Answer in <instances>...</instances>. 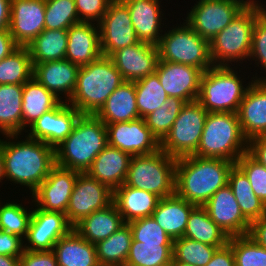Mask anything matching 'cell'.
<instances>
[{"label":"cell","mask_w":266,"mask_h":266,"mask_svg":"<svg viewBox=\"0 0 266 266\" xmlns=\"http://www.w3.org/2000/svg\"><path fill=\"white\" fill-rule=\"evenodd\" d=\"M23 135H2L6 138L1 139L5 181L8 180L13 185L26 186L31 195L56 165L55 148ZM20 136L25 138L22 139Z\"/></svg>","instance_id":"obj_1"},{"label":"cell","mask_w":266,"mask_h":266,"mask_svg":"<svg viewBox=\"0 0 266 266\" xmlns=\"http://www.w3.org/2000/svg\"><path fill=\"white\" fill-rule=\"evenodd\" d=\"M234 162L188 155L177 158L175 193L196 206L204 204L228 184Z\"/></svg>","instance_id":"obj_2"},{"label":"cell","mask_w":266,"mask_h":266,"mask_svg":"<svg viewBox=\"0 0 266 266\" xmlns=\"http://www.w3.org/2000/svg\"><path fill=\"white\" fill-rule=\"evenodd\" d=\"M124 82L109 57L79 67L76 86L67 102L82 115H95L107 98Z\"/></svg>","instance_id":"obj_3"},{"label":"cell","mask_w":266,"mask_h":266,"mask_svg":"<svg viewBox=\"0 0 266 266\" xmlns=\"http://www.w3.org/2000/svg\"><path fill=\"white\" fill-rule=\"evenodd\" d=\"M106 125L95 115H81L72 133L55 148L56 165L87 172L107 146Z\"/></svg>","instance_id":"obj_4"},{"label":"cell","mask_w":266,"mask_h":266,"mask_svg":"<svg viewBox=\"0 0 266 266\" xmlns=\"http://www.w3.org/2000/svg\"><path fill=\"white\" fill-rule=\"evenodd\" d=\"M248 150L237 113L208 112L197 151L199 157L221 158L236 163Z\"/></svg>","instance_id":"obj_5"},{"label":"cell","mask_w":266,"mask_h":266,"mask_svg":"<svg viewBox=\"0 0 266 266\" xmlns=\"http://www.w3.org/2000/svg\"><path fill=\"white\" fill-rule=\"evenodd\" d=\"M240 69L238 66H212L202 73L197 101L207 112L237 113L248 87L254 81L251 77L243 85L246 80L240 77Z\"/></svg>","instance_id":"obj_6"},{"label":"cell","mask_w":266,"mask_h":266,"mask_svg":"<svg viewBox=\"0 0 266 266\" xmlns=\"http://www.w3.org/2000/svg\"><path fill=\"white\" fill-rule=\"evenodd\" d=\"M259 18L257 6L251 1L227 27L210 41L213 66H235L236 63L240 66L239 63L242 65L244 62L247 64L253 28Z\"/></svg>","instance_id":"obj_7"},{"label":"cell","mask_w":266,"mask_h":266,"mask_svg":"<svg viewBox=\"0 0 266 266\" xmlns=\"http://www.w3.org/2000/svg\"><path fill=\"white\" fill-rule=\"evenodd\" d=\"M176 161L177 158L162 150L150 155L132 156L124 184L160 198L174 195Z\"/></svg>","instance_id":"obj_8"},{"label":"cell","mask_w":266,"mask_h":266,"mask_svg":"<svg viewBox=\"0 0 266 266\" xmlns=\"http://www.w3.org/2000/svg\"><path fill=\"white\" fill-rule=\"evenodd\" d=\"M172 26L165 27L170 29L164 31L157 45L159 60L191 65L202 72L210 69L213 66L210 42L184 21Z\"/></svg>","instance_id":"obj_9"},{"label":"cell","mask_w":266,"mask_h":266,"mask_svg":"<svg viewBox=\"0 0 266 266\" xmlns=\"http://www.w3.org/2000/svg\"><path fill=\"white\" fill-rule=\"evenodd\" d=\"M207 114L197 100L186 102L160 142V150L174 158L193 155L200 144Z\"/></svg>","instance_id":"obj_10"},{"label":"cell","mask_w":266,"mask_h":266,"mask_svg":"<svg viewBox=\"0 0 266 266\" xmlns=\"http://www.w3.org/2000/svg\"><path fill=\"white\" fill-rule=\"evenodd\" d=\"M252 0H196L184 20L203 39L211 41Z\"/></svg>","instance_id":"obj_11"},{"label":"cell","mask_w":266,"mask_h":266,"mask_svg":"<svg viewBox=\"0 0 266 266\" xmlns=\"http://www.w3.org/2000/svg\"><path fill=\"white\" fill-rule=\"evenodd\" d=\"M113 202V191L87 172H79L69 199L66 216L74 227L86 216Z\"/></svg>","instance_id":"obj_12"},{"label":"cell","mask_w":266,"mask_h":266,"mask_svg":"<svg viewBox=\"0 0 266 266\" xmlns=\"http://www.w3.org/2000/svg\"><path fill=\"white\" fill-rule=\"evenodd\" d=\"M102 54L113 52L139 42L127 5L122 0H112L98 23Z\"/></svg>","instance_id":"obj_13"},{"label":"cell","mask_w":266,"mask_h":266,"mask_svg":"<svg viewBox=\"0 0 266 266\" xmlns=\"http://www.w3.org/2000/svg\"><path fill=\"white\" fill-rule=\"evenodd\" d=\"M24 240V250L51 251L56 242L67 235L73 226L66 214L44 211L34 206Z\"/></svg>","instance_id":"obj_14"},{"label":"cell","mask_w":266,"mask_h":266,"mask_svg":"<svg viewBox=\"0 0 266 266\" xmlns=\"http://www.w3.org/2000/svg\"><path fill=\"white\" fill-rule=\"evenodd\" d=\"M107 144L131 156L150 155L160 150V142L144 118L106 125Z\"/></svg>","instance_id":"obj_15"},{"label":"cell","mask_w":266,"mask_h":266,"mask_svg":"<svg viewBox=\"0 0 266 266\" xmlns=\"http://www.w3.org/2000/svg\"><path fill=\"white\" fill-rule=\"evenodd\" d=\"M79 171L55 165L46 179L31 193V206L44 211L62 212L66 214L69 199L78 177Z\"/></svg>","instance_id":"obj_16"},{"label":"cell","mask_w":266,"mask_h":266,"mask_svg":"<svg viewBox=\"0 0 266 266\" xmlns=\"http://www.w3.org/2000/svg\"><path fill=\"white\" fill-rule=\"evenodd\" d=\"M82 114L65 101H61L54 109L44 113L26 129L27 137L42 141L56 148L65 140Z\"/></svg>","instance_id":"obj_17"},{"label":"cell","mask_w":266,"mask_h":266,"mask_svg":"<svg viewBox=\"0 0 266 266\" xmlns=\"http://www.w3.org/2000/svg\"><path fill=\"white\" fill-rule=\"evenodd\" d=\"M203 207L228 237L248 235L251 222L242 214L228 184L216 191Z\"/></svg>","instance_id":"obj_18"},{"label":"cell","mask_w":266,"mask_h":266,"mask_svg":"<svg viewBox=\"0 0 266 266\" xmlns=\"http://www.w3.org/2000/svg\"><path fill=\"white\" fill-rule=\"evenodd\" d=\"M45 0H11L9 32L26 47L45 29Z\"/></svg>","instance_id":"obj_19"},{"label":"cell","mask_w":266,"mask_h":266,"mask_svg":"<svg viewBox=\"0 0 266 266\" xmlns=\"http://www.w3.org/2000/svg\"><path fill=\"white\" fill-rule=\"evenodd\" d=\"M155 73L169 97L181 98L185 102L197 100L203 73L199 68L159 60Z\"/></svg>","instance_id":"obj_20"},{"label":"cell","mask_w":266,"mask_h":266,"mask_svg":"<svg viewBox=\"0 0 266 266\" xmlns=\"http://www.w3.org/2000/svg\"><path fill=\"white\" fill-rule=\"evenodd\" d=\"M109 58L124 81L134 82L155 73L159 61V50L156 45L139 41L113 52Z\"/></svg>","instance_id":"obj_21"},{"label":"cell","mask_w":266,"mask_h":266,"mask_svg":"<svg viewBox=\"0 0 266 266\" xmlns=\"http://www.w3.org/2000/svg\"><path fill=\"white\" fill-rule=\"evenodd\" d=\"M128 7L131 22L139 41L158 45L165 30L160 0H122ZM161 5V6H160ZM164 19V20H163ZM163 22V23H162ZM163 28V29H162Z\"/></svg>","instance_id":"obj_22"},{"label":"cell","mask_w":266,"mask_h":266,"mask_svg":"<svg viewBox=\"0 0 266 266\" xmlns=\"http://www.w3.org/2000/svg\"><path fill=\"white\" fill-rule=\"evenodd\" d=\"M237 115L248 141L266 135V80H254L250 84Z\"/></svg>","instance_id":"obj_23"},{"label":"cell","mask_w":266,"mask_h":266,"mask_svg":"<svg viewBox=\"0 0 266 266\" xmlns=\"http://www.w3.org/2000/svg\"><path fill=\"white\" fill-rule=\"evenodd\" d=\"M78 70V65L66 59L48 61L33 65V77L60 101L68 102L76 86Z\"/></svg>","instance_id":"obj_24"},{"label":"cell","mask_w":266,"mask_h":266,"mask_svg":"<svg viewBox=\"0 0 266 266\" xmlns=\"http://www.w3.org/2000/svg\"><path fill=\"white\" fill-rule=\"evenodd\" d=\"M67 35L66 60L81 67L103 56L98 24L79 22L67 29Z\"/></svg>","instance_id":"obj_25"},{"label":"cell","mask_w":266,"mask_h":266,"mask_svg":"<svg viewBox=\"0 0 266 266\" xmlns=\"http://www.w3.org/2000/svg\"><path fill=\"white\" fill-rule=\"evenodd\" d=\"M132 156L107 145L95 158L87 173L112 191L123 185Z\"/></svg>","instance_id":"obj_26"},{"label":"cell","mask_w":266,"mask_h":266,"mask_svg":"<svg viewBox=\"0 0 266 266\" xmlns=\"http://www.w3.org/2000/svg\"><path fill=\"white\" fill-rule=\"evenodd\" d=\"M195 207V204L186 201L175 193L160 199L152 217L167 235L175 240L183 237L189 214Z\"/></svg>","instance_id":"obj_27"},{"label":"cell","mask_w":266,"mask_h":266,"mask_svg":"<svg viewBox=\"0 0 266 266\" xmlns=\"http://www.w3.org/2000/svg\"><path fill=\"white\" fill-rule=\"evenodd\" d=\"M105 125L140 118L136 103L135 82L124 81L95 114Z\"/></svg>","instance_id":"obj_28"},{"label":"cell","mask_w":266,"mask_h":266,"mask_svg":"<svg viewBox=\"0 0 266 266\" xmlns=\"http://www.w3.org/2000/svg\"><path fill=\"white\" fill-rule=\"evenodd\" d=\"M160 199L159 196L151 192L125 184L113 191V202L125 223L152 216Z\"/></svg>","instance_id":"obj_29"},{"label":"cell","mask_w":266,"mask_h":266,"mask_svg":"<svg viewBox=\"0 0 266 266\" xmlns=\"http://www.w3.org/2000/svg\"><path fill=\"white\" fill-rule=\"evenodd\" d=\"M125 224L115 203L112 202L107 207L97 210L83 218L73 229L84 239L95 245L107 239Z\"/></svg>","instance_id":"obj_30"},{"label":"cell","mask_w":266,"mask_h":266,"mask_svg":"<svg viewBox=\"0 0 266 266\" xmlns=\"http://www.w3.org/2000/svg\"><path fill=\"white\" fill-rule=\"evenodd\" d=\"M52 251L58 266H99L96 246L74 229L60 238Z\"/></svg>","instance_id":"obj_31"},{"label":"cell","mask_w":266,"mask_h":266,"mask_svg":"<svg viewBox=\"0 0 266 266\" xmlns=\"http://www.w3.org/2000/svg\"><path fill=\"white\" fill-rule=\"evenodd\" d=\"M61 101L34 77L23 86L22 134L44 113L54 109Z\"/></svg>","instance_id":"obj_32"},{"label":"cell","mask_w":266,"mask_h":266,"mask_svg":"<svg viewBox=\"0 0 266 266\" xmlns=\"http://www.w3.org/2000/svg\"><path fill=\"white\" fill-rule=\"evenodd\" d=\"M23 86L0 85V133L22 135Z\"/></svg>","instance_id":"obj_33"},{"label":"cell","mask_w":266,"mask_h":266,"mask_svg":"<svg viewBox=\"0 0 266 266\" xmlns=\"http://www.w3.org/2000/svg\"><path fill=\"white\" fill-rule=\"evenodd\" d=\"M183 237L221 248L228 243L229 237L210 218L203 206H196L189 214Z\"/></svg>","instance_id":"obj_34"},{"label":"cell","mask_w":266,"mask_h":266,"mask_svg":"<svg viewBox=\"0 0 266 266\" xmlns=\"http://www.w3.org/2000/svg\"><path fill=\"white\" fill-rule=\"evenodd\" d=\"M228 185L233 191L242 214L250 222L266 214V205L254 194L248 177L236 164L230 170Z\"/></svg>","instance_id":"obj_35"},{"label":"cell","mask_w":266,"mask_h":266,"mask_svg":"<svg viewBox=\"0 0 266 266\" xmlns=\"http://www.w3.org/2000/svg\"><path fill=\"white\" fill-rule=\"evenodd\" d=\"M67 42V30L44 29L26 46L30 52L32 64L65 59Z\"/></svg>","instance_id":"obj_36"},{"label":"cell","mask_w":266,"mask_h":266,"mask_svg":"<svg viewBox=\"0 0 266 266\" xmlns=\"http://www.w3.org/2000/svg\"><path fill=\"white\" fill-rule=\"evenodd\" d=\"M131 242L132 231L130 226L126 223L107 239L95 244L98 264L125 266Z\"/></svg>","instance_id":"obj_37"},{"label":"cell","mask_w":266,"mask_h":266,"mask_svg":"<svg viewBox=\"0 0 266 266\" xmlns=\"http://www.w3.org/2000/svg\"><path fill=\"white\" fill-rule=\"evenodd\" d=\"M173 244L132 241L125 266H170Z\"/></svg>","instance_id":"obj_38"},{"label":"cell","mask_w":266,"mask_h":266,"mask_svg":"<svg viewBox=\"0 0 266 266\" xmlns=\"http://www.w3.org/2000/svg\"><path fill=\"white\" fill-rule=\"evenodd\" d=\"M33 77V64L27 47H18L0 61V85H24Z\"/></svg>","instance_id":"obj_39"},{"label":"cell","mask_w":266,"mask_h":266,"mask_svg":"<svg viewBox=\"0 0 266 266\" xmlns=\"http://www.w3.org/2000/svg\"><path fill=\"white\" fill-rule=\"evenodd\" d=\"M134 82L136 103L140 118H144L159 109L169 98L156 73Z\"/></svg>","instance_id":"obj_40"},{"label":"cell","mask_w":266,"mask_h":266,"mask_svg":"<svg viewBox=\"0 0 266 266\" xmlns=\"http://www.w3.org/2000/svg\"><path fill=\"white\" fill-rule=\"evenodd\" d=\"M217 249V246L181 237L173 240L172 262H183L193 266H206Z\"/></svg>","instance_id":"obj_41"},{"label":"cell","mask_w":266,"mask_h":266,"mask_svg":"<svg viewBox=\"0 0 266 266\" xmlns=\"http://www.w3.org/2000/svg\"><path fill=\"white\" fill-rule=\"evenodd\" d=\"M185 103L181 98L169 97L159 109L144 117L146 125L159 142L164 139L172 128Z\"/></svg>","instance_id":"obj_42"},{"label":"cell","mask_w":266,"mask_h":266,"mask_svg":"<svg viewBox=\"0 0 266 266\" xmlns=\"http://www.w3.org/2000/svg\"><path fill=\"white\" fill-rule=\"evenodd\" d=\"M15 201L11 200L10 202L9 199L6 203L0 202V229L24 239L27 235L33 207L28 209L22 202L18 203L20 202L19 200Z\"/></svg>","instance_id":"obj_43"},{"label":"cell","mask_w":266,"mask_h":266,"mask_svg":"<svg viewBox=\"0 0 266 266\" xmlns=\"http://www.w3.org/2000/svg\"><path fill=\"white\" fill-rule=\"evenodd\" d=\"M45 29L67 30L79 23L74 0H45Z\"/></svg>","instance_id":"obj_44"},{"label":"cell","mask_w":266,"mask_h":266,"mask_svg":"<svg viewBox=\"0 0 266 266\" xmlns=\"http://www.w3.org/2000/svg\"><path fill=\"white\" fill-rule=\"evenodd\" d=\"M235 266H266V248L258 245L248 235L229 237Z\"/></svg>","instance_id":"obj_45"},{"label":"cell","mask_w":266,"mask_h":266,"mask_svg":"<svg viewBox=\"0 0 266 266\" xmlns=\"http://www.w3.org/2000/svg\"><path fill=\"white\" fill-rule=\"evenodd\" d=\"M132 231V241L151 244H173V240L152 216L127 223Z\"/></svg>","instance_id":"obj_46"},{"label":"cell","mask_w":266,"mask_h":266,"mask_svg":"<svg viewBox=\"0 0 266 266\" xmlns=\"http://www.w3.org/2000/svg\"><path fill=\"white\" fill-rule=\"evenodd\" d=\"M235 164L248 177L254 194L266 205V167L248 152L244 153Z\"/></svg>","instance_id":"obj_47"},{"label":"cell","mask_w":266,"mask_h":266,"mask_svg":"<svg viewBox=\"0 0 266 266\" xmlns=\"http://www.w3.org/2000/svg\"><path fill=\"white\" fill-rule=\"evenodd\" d=\"M250 60L255 62L253 65L254 67L256 64V67L261 68L260 73H263L262 69L263 71L265 70L264 72L266 73V24L261 18L256 21L253 28L249 62ZM265 73L264 75H266ZM257 74L256 72L255 76L253 75V80H266L265 76H259Z\"/></svg>","instance_id":"obj_48"},{"label":"cell","mask_w":266,"mask_h":266,"mask_svg":"<svg viewBox=\"0 0 266 266\" xmlns=\"http://www.w3.org/2000/svg\"><path fill=\"white\" fill-rule=\"evenodd\" d=\"M112 0H74L80 22L98 24Z\"/></svg>","instance_id":"obj_49"},{"label":"cell","mask_w":266,"mask_h":266,"mask_svg":"<svg viewBox=\"0 0 266 266\" xmlns=\"http://www.w3.org/2000/svg\"><path fill=\"white\" fill-rule=\"evenodd\" d=\"M18 266H58L53 251L24 250L19 258Z\"/></svg>","instance_id":"obj_50"},{"label":"cell","mask_w":266,"mask_h":266,"mask_svg":"<svg viewBox=\"0 0 266 266\" xmlns=\"http://www.w3.org/2000/svg\"><path fill=\"white\" fill-rule=\"evenodd\" d=\"M23 252V238L0 229V255L20 258Z\"/></svg>","instance_id":"obj_51"},{"label":"cell","mask_w":266,"mask_h":266,"mask_svg":"<svg viewBox=\"0 0 266 266\" xmlns=\"http://www.w3.org/2000/svg\"><path fill=\"white\" fill-rule=\"evenodd\" d=\"M206 266H235V258L232 247L227 243L218 248Z\"/></svg>","instance_id":"obj_52"},{"label":"cell","mask_w":266,"mask_h":266,"mask_svg":"<svg viewBox=\"0 0 266 266\" xmlns=\"http://www.w3.org/2000/svg\"><path fill=\"white\" fill-rule=\"evenodd\" d=\"M247 152L261 165L266 167V135L248 141Z\"/></svg>","instance_id":"obj_53"},{"label":"cell","mask_w":266,"mask_h":266,"mask_svg":"<svg viewBox=\"0 0 266 266\" xmlns=\"http://www.w3.org/2000/svg\"><path fill=\"white\" fill-rule=\"evenodd\" d=\"M248 236L258 245L266 248V214L250 223Z\"/></svg>","instance_id":"obj_54"},{"label":"cell","mask_w":266,"mask_h":266,"mask_svg":"<svg viewBox=\"0 0 266 266\" xmlns=\"http://www.w3.org/2000/svg\"><path fill=\"white\" fill-rule=\"evenodd\" d=\"M18 47L9 29H0V61L9 56Z\"/></svg>","instance_id":"obj_55"},{"label":"cell","mask_w":266,"mask_h":266,"mask_svg":"<svg viewBox=\"0 0 266 266\" xmlns=\"http://www.w3.org/2000/svg\"><path fill=\"white\" fill-rule=\"evenodd\" d=\"M11 0H0V29H8L10 24Z\"/></svg>","instance_id":"obj_56"},{"label":"cell","mask_w":266,"mask_h":266,"mask_svg":"<svg viewBox=\"0 0 266 266\" xmlns=\"http://www.w3.org/2000/svg\"><path fill=\"white\" fill-rule=\"evenodd\" d=\"M19 258L0 255V266H18Z\"/></svg>","instance_id":"obj_57"},{"label":"cell","mask_w":266,"mask_h":266,"mask_svg":"<svg viewBox=\"0 0 266 266\" xmlns=\"http://www.w3.org/2000/svg\"><path fill=\"white\" fill-rule=\"evenodd\" d=\"M252 2L257 6L260 18L266 24V6L264 4L262 5L261 0L260 2L259 0H252Z\"/></svg>","instance_id":"obj_58"},{"label":"cell","mask_w":266,"mask_h":266,"mask_svg":"<svg viewBox=\"0 0 266 266\" xmlns=\"http://www.w3.org/2000/svg\"><path fill=\"white\" fill-rule=\"evenodd\" d=\"M4 179L6 178H5V173H4V158H3L1 138H0V183H2L3 182L2 180Z\"/></svg>","instance_id":"obj_59"},{"label":"cell","mask_w":266,"mask_h":266,"mask_svg":"<svg viewBox=\"0 0 266 266\" xmlns=\"http://www.w3.org/2000/svg\"><path fill=\"white\" fill-rule=\"evenodd\" d=\"M170 266H193L191 264L183 263V262H171Z\"/></svg>","instance_id":"obj_60"}]
</instances>
